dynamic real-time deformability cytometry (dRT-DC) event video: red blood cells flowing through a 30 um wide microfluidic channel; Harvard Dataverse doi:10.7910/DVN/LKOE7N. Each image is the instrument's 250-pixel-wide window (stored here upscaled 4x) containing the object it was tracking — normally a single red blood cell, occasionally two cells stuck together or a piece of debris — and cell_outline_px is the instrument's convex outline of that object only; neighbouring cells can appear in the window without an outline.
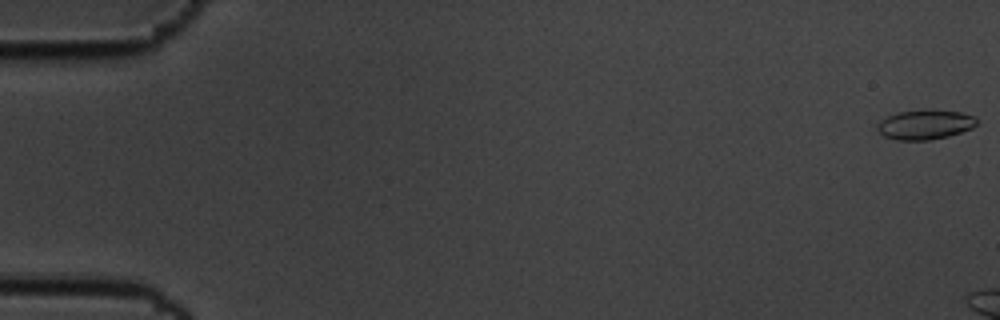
{"species": "common noctule bat (a hibernating species)", "species_latin": "Nyctalus noctula", "temperature_condition": "cold", "stored_images_in_passage": 10, "camera_frame_rate_fps": 3000, "um_per_image_px": 0.085, "animal": {"sex": "male", "body_mass_g": 19.5, "forearm_length_mm": 54.6}, "frame": {"image": 1, "passage_image": 1, "time_ms": 0.0, "image_size_px": [1000, 320], "cell_outline_px": [[976, 124], [972, 128], [948, 136], [928, 140], [896, 140], [884, 136], [876, 128], [876, 124], [880, 120], [896, 112], [960, 112], [976, 116]], "centroid_in_image_um": [78.59, 10.63], "position_along_channel_um": 6.4, "area_um2": 16.53}}